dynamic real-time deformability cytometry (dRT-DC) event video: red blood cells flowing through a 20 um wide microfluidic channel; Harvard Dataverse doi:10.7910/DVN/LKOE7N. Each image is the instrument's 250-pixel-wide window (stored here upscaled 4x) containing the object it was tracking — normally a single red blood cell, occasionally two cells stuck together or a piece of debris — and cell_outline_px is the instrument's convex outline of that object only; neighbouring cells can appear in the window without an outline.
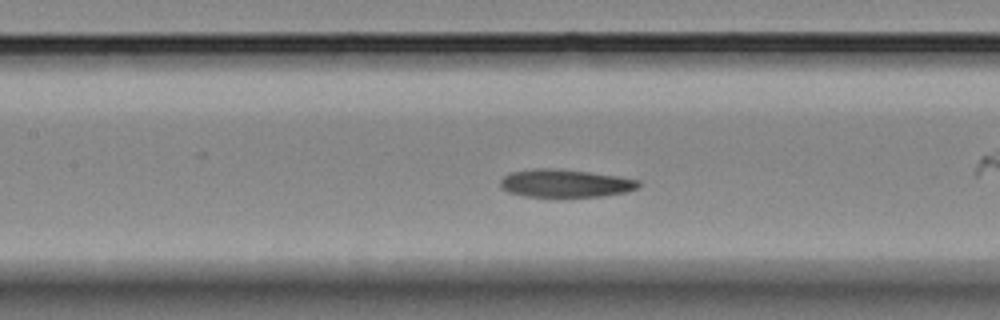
{"species": "Egyptian fruit bat (a non-hibernating species)", "species_latin": "Rousettus aegyptiacus", "temperature_condition": "room temperature", "stored_images_in_passage": 36, "camera_frame_rate_fps": 3000, "um_per_image_px": 0.085, "animal": {"sex": "female"}, "frame": {"image": 1, "passage_image": 16, "time_ms": 5.0, "image_size_px": [1000, 320], "cell_outline_px": [[640, 184], [636, 188], [628, 192], [600, 196], [524, 196], [508, 192], [500, 188], [500, 180], [508, 172], [532, 168], [556, 168], [620, 176], [640, 180]], "centroid_in_image_um": [48.01, 15.56], "position_along_channel_um": 159.4, "area_um2": 22.6}}